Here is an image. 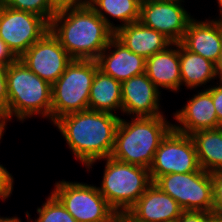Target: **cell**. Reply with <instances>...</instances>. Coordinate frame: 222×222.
I'll list each match as a JSON object with an SVG mask.
<instances>
[{"mask_svg":"<svg viewBox=\"0 0 222 222\" xmlns=\"http://www.w3.org/2000/svg\"><path fill=\"white\" fill-rule=\"evenodd\" d=\"M161 92L148 78L146 73L123 81L121 83V113L130 117L164 115L160 105Z\"/></svg>","mask_w":222,"mask_h":222,"instance_id":"4fadbf2b","label":"cell"},{"mask_svg":"<svg viewBox=\"0 0 222 222\" xmlns=\"http://www.w3.org/2000/svg\"><path fill=\"white\" fill-rule=\"evenodd\" d=\"M50 31L73 60H96L114 36L89 5L57 12Z\"/></svg>","mask_w":222,"mask_h":222,"instance_id":"7a4b0ae2","label":"cell"},{"mask_svg":"<svg viewBox=\"0 0 222 222\" xmlns=\"http://www.w3.org/2000/svg\"><path fill=\"white\" fill-rule=\"evenodd\" d=\"M7 69L0 64V116L8 123Z\"/></svg>","mask_w":222,"mask_h":222,"instance_id":"4316f807","label":"cell"},{"mask_svg":"<svg viewBox=\"0 0 222 222\" xmlns=\"http://www.w3.org/2000/svg\"><path fill=\"white\" fill-rule=\"evenodd\" d=\"M153 183L177 201L183 211L212 212V173L200 169L190 173L165 174Z\"/></svg>","mask_w":222,"mask_h":222,"instance_id":"ba28073f","label":"cell"},{"mask_svg":"<svg viewBox=\"0 0 222 222\" xmlns=\"http://www.w3.org/2000/svg\"><path fill=\"white\" fill-rule=\"evenodd\" d=\"M6 7L27 11L43 17L49 24L57 13L51 4V0H0Z\"/></svg>","mask_w":222,"mask_h":222,"instance_id":"d4e9b609","label":"cell"},{"mask_svg":"<svg viewBox=\"0 0 222 222\" xmlns=\"http://www.w3.org/2000/svg\"><path fill=\"white\" fill-rule=\"evenodd\" d=\"M7 126V122L6 120L0 116V143H1V139L4 135V132H6V127Z\"/></svg>","mask_w":222,"mask_h":222,"instance_id":"e575fe53","label":"cell"},{"mask_svg":"<svg viewBox=\"0 0 222 222\" xmlns=\"http://www.w3.org/2000/svg\"><path fill=\"white\" fill-rule=\"evenodd\" d=\"M52 8L56 12L66 9L81 8L89 5L87 0H51Z\"/></svg>","mask_w":222,"mask_h":222,"instance_id":"4dcf8cb0","label":"cell"},{"mask_svg":"<svg viewBox=\"0 0 222 222\" xmlns=\"http://www.w3.org/2000/svg\"><path fill=\"white\" fill-rule=\"evenodd\" d=\"M49 30L50 24L43 17L0 3V38L18 58Z\"/></svg>","mask_w":222,"mask_h":222,"instance_id":"30bf717a","label":"cell"},{"mask_svg":"<svg viewBox=\"0 0 222 222\" xmlns=\"http://www.w3.org/2000/svg\"><path fill=\"white\" fill-rule=\"evenodd\" d=\"M88 101L89 110L117 115L122 110L121 82L98 69L92 81Z\"/></svg>","mask_w":222,"mask_h":222,"instance_id":"44dd1931","label":"cell"},{"mask_svg":"<svg viewBox=\"0 0 222 222\" xmlns=\"http://www.w3.org/2000/svg\"><path fill=\"white\" fill-rule=\"evenodd\" d=\"M192 96L181 109L173 112V120L177 121L172 124L173 129L191 135L199 130L222 127L217 119L211 93L207 89H201Z\"/></svg>","mask_w":222,"mask_h":222,"instance_id":"5bb4252c","label":"cell"},{"mask_svg":"<svg viewBox=\"0 0 222 222\" xmlns=\"http://www.w3.org/2000/svg\"><path fill=\"white\" fill-rule=\"evenodd\" d=\"M176 222H215V217L207 211H182Z\"/></svg>","mask_w":222,"mask_h":222,"instance_id":"f1b7e54d","label":"cell"},{"mask_svg":"<svg viewBox=\"0 0 222 222\" xmlns=\"http://www.w3.org/2000/svg\"><path fill=\"white\" fill-rule=\"evenodd\" d=\"M180 43L190 52L216 63L222 47V19L193 18Z\"/></svg>","mask_w":222,"mask_h":222,"instance_id":"e0dca14e","label":"cell"},{"mask_svg":"<svg viewBox=\"0 0 222 222\" xmlns=\"http://www.w3.org/2000/svg\"><path fill=\"white\" fill-rule=\"evenodd\" d=\"M19 59L33 73L51 85L73 60L50 30Z\"/></svg>","mask_w":222,"mask_h":222,"instance_id":"8fae6325","label":"cell"},{"mask_svg":"<svg viewBox=\"0 0 222 222\" xmlns=\"http://www.w3.org/2000/svg\"><path fill=\"white\" fill-rule=\"evenodd\" d=\"M179 60L181 72V86L193 90L199 87L208 89L210 81L218 80L215 63L187 50L179 43ZM206 85V86H205Z\"/></svg>","mask_w":222,"mask_h":222,"instance_id":"ffe728a7","label":"cell"},{"mask_svg":"<svg viewBox=\"0 0 222 222\" xmlns=\"http://www.w3.org/2000/svg\"><path fill=\"white\" fill-rule=\"evenodd\" d=\"M114 222H136L127 213H117Z\"/></svg>","mask_w":222,"mask_h":222,"instance_id":"836d02e7","label":"cell"},{"mask_svg":"<svg viewBox=\"0 0 222 222\" xmlns=\"http://www.w3.org/2000/svg\"><path fill=\"white\" fill-rule=\"evenodd\" d=\"M99 70L120 81L145 73L146 59L131 52L113 36L96 59Z\"/></svg>","mask_w":222,"mask_h":222,"instance_id":"2e32d148","label":"cell"},{"mask_svg":"<svg viewBox=\"0 0 222 222\" xmlns=\"http://www.w3.org/2000/svg\"><path fill=\"white\" fill-rule=\"evenodd\" d=\"M52 194L77 222H114L117 212L93 184L57 181Z\"/></svg>","mask_w":222,"mask_h":222,"instance_id":"52a82bcc","label":"cell"},{"mask_svg":"<svg viewBox=\"0 0 222 222\" xmlns=\"http://www.w3.org/2000/svg\"><path fill=\"white\" fill-rule=\"evenodd\" d=\"M21 218L20 217H18V216H13V217H1V215H0V222H22L21 220H20Z\"/></svg>","mask_w":222,"mask_h":222,"instance_id":"d590c367","label":"cell"},{"mask_svg":"<svg viewBox=\"0 0 222 222\" xmlns=\"http://www.w3.org/2000/svg\"><path fill=\"white\" fill-rule=\"evenodd\" d=\"M215 222H222V218H215Z\"/></svg>","mask_w":222,"mask_h":222,"instance_id":"f35d334b","label":"cell"},{"mask_svg":"<svg viewBox=\"0 0 222 222\" xmlns=\"http://www.w3.org/2000/svg\"><path fill=\"white\" fill-rule=\"evenodd\" d=\"M145 73L159 90L162 88L178 93L182 88L179 43H172L166 49L147 58Z\"/></svg>","mask_w":222,"mask_h":222,"instance_id":"ac0fdd59","label":"cell"},{"mask_svg":"<svg viewBox=\"0 0 222 222\" xmlns=\"http://www.w3.org/2000/svg\"><path fill=\"white\" fill-rule=\"evenodd\" d=\"M153 1H159V2H170V3H180L182 4V2L184 3V0H153Z\"/></svg>","mask_w":222,"mask_h":222,"instance_id":"74e56055","label":"cell"},{"mask_svg":"<svg viewBox=\"0 0 222 222\" xmlns=\"http://www.w3.org/2000/svg\"><path fill=\"white\" fill-rule=\"evenodd\" d=\"M190 136L196 147L200 168L209 173L222 172V127L199 130Z\"/></svg>","mask_w":222,"mask_h":222,"instance_id":"7402d4cb","label":"cell"},{"mask_svg":"<svg viewBox=\"0 0 222 222\" xmlns=\"http://www.w3.org/2000/svg\"><path fill=\"white\" fill-rule=\"evenodd\" d=\"M207 90L211 93L217 119L222 124V83L216 82V85H211Z\"/></svg>","mask_w":222,"mask_h":222,"instance_id":"f546056e","label":"cell"},{"mask_svg":"<svg viewBox=\"0 0 222 222\" xmlns=\"http://www.w3.org/2000/svg\"><path fill=\"white\" fill-rule=\"evenodd\" d=\"M140 4V0H91L89 2V6L113 32L127 24L139 21ZM110 17L122 23L115 25L110 21Z\"/></svg>","mask_w":222,"mask_h":222,"instance_id":"603a6c76","label":"cell"},{"mask_svg":"<svg viewBox=\"0 0 222 222\" xmlns=\"http://www.w3.org/2000/svg\"><path fill=\"white\" fill-rule=\"evenodd\" d=\"M105 161L99 192L117 213H126L152 184L149 169L112 157Z\"/></svg>","mask_w":222,"mask_h":222,"instance_id":"5b68a950","label":"cell"},{"mask_svg":"<svg viewBox=\"0 0 222 222\" xmlns=\"http://www.w3.org/2000/svg\"><path fill=\"white\" fill-rule=\"evenodd\" d=\"M213 183V208L215 218H222V172L212 173Z\"/></svg>","mask_w":222,"mask_h":222,"instance_id":"484cf974","label":"cell"},{"mask_svg":"<svg viewBox=\"0 0 222 222\" xmlns=\"http://www.w3.org/2000/svg\"><path fill=\"white\" fill-rule=\"evenodd\" d=\"M215 69H216V76L219 79V81L217 82L222 83V47H221L219 58L217 62L215 63Z\"/></svg>","mask_w":222,"mask_h":222,"instance_id":"d6a6232c","label":"cell"},{"mask_svg":"<svg viewBox=\"0 0 222 222\" xmlns=\"http://www.w3.org/2000/svg\"><path fill=\"white\" fill-rule=\"evenodd\" d=\"M182 211L177 201L152 183L126 213L136 222H176Z\"/></svg>","mask_w":222,"mask_h":222,"instance_id":"9a60e30c","label":"cell"},{"mask_svg":"<svg viewBox=\"0 0 222 222\" xmlns=\"http://www.w3.org/2000/svg\"><path fill=\"white\" fill-rule=\"evenodd\" d=\"M98 69L96 60H72L52 85L50 123L61 116L89 109L90 89Z\"/></svg>","mask_w":222,"mask_h":222,"instance_id":"8992f818","label":"cell"},{"mask_svg":"<svg viewBox=\"0 0 222 222\" xmlns=\"http://www.w3.org/2000/svg\"><path fill=\"white\" fill-rule=\"evenodd\" d=\"M219 15L216 18L222 19V0H217Z\"/></svg>","mask_w":222,"mask_h":222,"instance_id":"8d00e7d4","label":"cell"},{"mask_svg":"<svg viewBox=\"0 0 222 222\" xmlns=\"http://www.w3.org/2000/svg\"><path fill=\"white\" fill-rule=\"evenodd\" d=\"M114 36L131 52L144 59L166 49L173 43L164 34L143 25L140 21L117 29Z\"/></svg>","mask_w":222,"mask_h":222,"instance_id":"d6986e66","label":"cell"},{"mask_svg":"<svg viewBox=\"0 0 222 222\" xmlns=\"http://www.w3.org/2000/svg\"><path fill=\"white\" fill-rule=\"evenodd\" d=\"M37 219L33 222H77L76 219L66 210L62 203L50 192L46 202L37 209ZM27 222H32L31 215L26 211Z\"/></svg>","mask_w":222,"mask_h":222,"instance_id":"cb8c5ba5","label":"cell"},{"mask_svg":"<svg viewBox=\"0 0 222 222\" xmlns=\"http://www.w3.org/2000/svg\"><path fill=\"white\" fill-rule=\"evenodd\" d=\"M193 15L184 4L144 0L140 4L139 21L164 34L173 43H180Z\"/></svg>","mask_w":222,"mask_h":222,"instance_id":"7c38bea8","label":"cell"},{"mask_svg":"<svg viewBox=\"0 0 222 222\" xmlns=\"http://www.w3.org/2000/svg\"><path fill=\"white\" fill-rule=\"evenodd\" d=\"M8 122L24 123L33 116L51 120L52 85L33 73L20 59L8 66Z\"/></svg>","mask_w":222,"mask_h":222,"instance_id":"277c9868","label":"cell"},{"mask_svg":"<svg viewBox=\"0 0 222 222\" xmlns=\"http://www.w3.org/2000/svg\"><path fill=\"white\" fill-rule=\"evenodd\" d=\"M121 118L110 157L150 168L161 140L173 128L164 115Z\"/></svg>","mask_w":222,"mask_h":222,"instance_id":"3957f363","label":"cell"},{"mask_svg":"<svg viewBox=\"0 0 222 222\" xmlns=\"http://www.w3.org/2000/svg\"><path fill=\"white\" fill-rule=\"evenodd\" d=\"M200 169L192 137L172 128L161 140L149 173L153 183L165 174L190 173Z\"/></svg>","mask_w":222,"mask_h":222,"instance_id":"9c48e42d","label":"cell"},{"mask_svg":"<svg viewBox=\"0 0 222 222\" xmlns=\"http://www.w3.org/2000/svg\"><path fill=\"white\" fill-rule=\"evenodd\" d=\"M19 58L13 53L8 45L0 38V64L9 66L15 63Z\"/></svg>","mask_w":222,"mask_h":222,"instance_id":"1f68e13d","label":"cell"},{"mask_svg":"<svg viewBox=\"0 0 222 222\" xmlns=\"http://www.w3.org/2000/svg\"><path fill=\"white\" fill-rule=\"evenodd\" d=\"M119 115L88 109L61 116L53 126L65 139L75 160L89 172L95 162L111 156Z\"/></svg>","mask_w":222,"mask_h":222,"instance_id":"6da1fadb","label":"cell"},{"mask_svg":"<svg viewBox=\"0 0 222 222\" xmlns=\"http://www.w3.org/2000/svg\"><path fill=\"white\" fill-rule=\"evenodd\" d=\"M6 167L0 164V199L5 202L11 197L14 187V179Z\"/></svg>","mask_w":222,"mask_h":222,"instance_id":"83f0119b","label":"cell"}]
</instances>
